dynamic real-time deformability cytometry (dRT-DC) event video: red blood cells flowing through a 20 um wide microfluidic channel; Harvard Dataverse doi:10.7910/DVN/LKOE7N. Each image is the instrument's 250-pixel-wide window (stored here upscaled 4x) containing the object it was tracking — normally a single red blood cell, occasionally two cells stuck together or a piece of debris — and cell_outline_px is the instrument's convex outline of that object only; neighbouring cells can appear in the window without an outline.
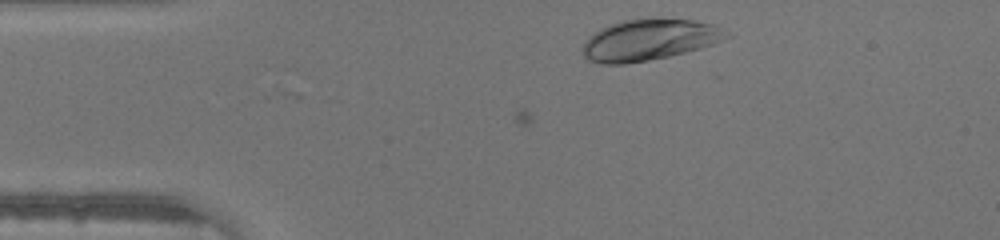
{"species": "human", "species_latin": "Homo sapiens", "temperature_condition": "warm", "stored_images_in_passage": 30, "camera_frame_rate_fps": 3000, "um_per_image_px": 0.085, "donor": {"sex": "male"}, "frame": {"image": 1, "passage_image": 2, "time_ms": 0.333, "image_size_px": [1000, 240], "cell_outline_px": [[732, 36], [712, 44], [700, 48], [668, 56], [648, 60], [624, 64], [600, 64], [588, 60], [584, 56], [584, 44], [588, 36], [600, 28], [608, 24], [624, 20], [696, 20], [716, 24]], "centroid_in_image_um": [55.18, 3.4], "position_along_channel_um": 29.8, "area_um2": 34.04}}
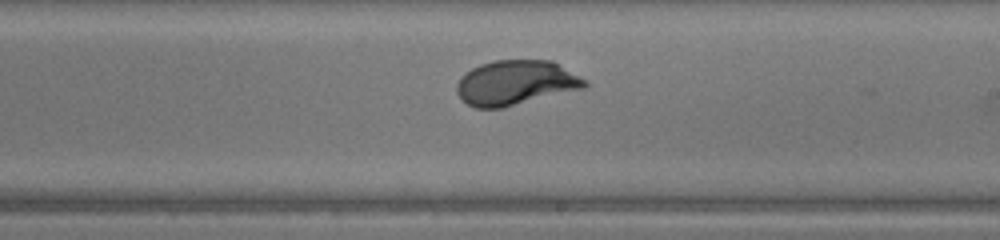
{"frame": {"image": 2, "passage_image": 20, "time_ms": 6.333, "image_size_px": [1000, 240], "cell_outline_px": [[588, 84], [584, 88], [500, 108], [476, 108], [460, 100], [456, 92], [456, 84], [460, 76], [464, 72], [480, 64], [496, 60], [552, 60], [588, 80]], "centroid_in_image_um": [43.81, 7.02], "position_along_channel_um": 245.2, "area_um2": 33.52}}
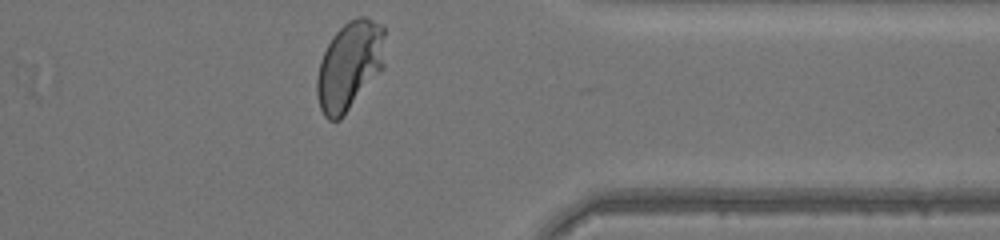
{"frame": {"image": 3, "passage_image": 30, "time_ms": 9.667, "image_size_px": [1000, 240], "cell_outline_px": [[384, 68], [340, 120], [328, 120], [324, 116], [320, 108], [316, 92], [316, 80], [320, 60], [332, 36], [348, 20], [360, 16], [364, 16], [380, 24], [384, 28]], "centroid_in_image_um": [29.7, 5.59], "position_along_channel_um": 381.7, "area_um2": 35.32}}